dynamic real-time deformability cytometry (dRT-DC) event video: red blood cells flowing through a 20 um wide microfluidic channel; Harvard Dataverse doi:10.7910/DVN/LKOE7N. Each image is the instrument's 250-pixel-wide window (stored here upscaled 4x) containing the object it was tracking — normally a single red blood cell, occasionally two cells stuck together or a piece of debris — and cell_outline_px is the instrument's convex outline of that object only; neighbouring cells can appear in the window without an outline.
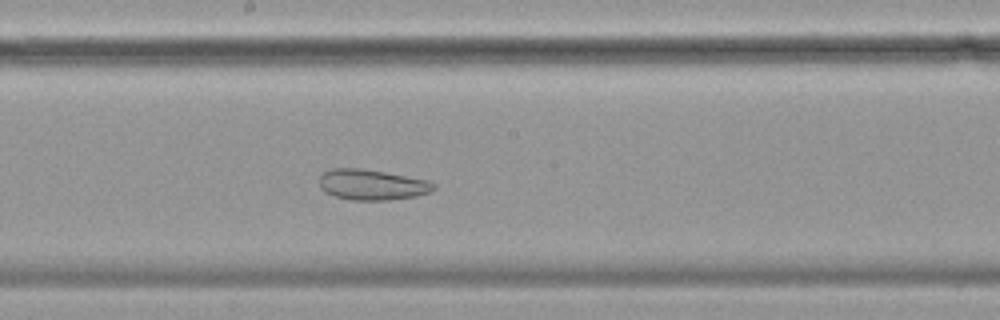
{"species": "common noctule bat (a hibernating species)", "species_latin": "Nyctalus noctula", "temperature_condition": "cold", "stored_images_in_passage": 57, "camera_frame_rate_fps": 3000, "um_per_image_px": 0.085, "animal": {"sex": "female", "body_mass_g": 19.9}, "frame": {"image": 1, "passage_image": 30, "time_ms": 9.667, "image_size_px": [1000, 320], "cell_outline_px": [[436, 188], [432, 192], [416, 196], [388, 200], [352, 200], [336, 196], [324, 192], [320, 188], [320, 176], [324, 172], [332, 168], [360, 168], [384, 172], [428, 180], [436, 184]], "centroid_in_image_um": [31.64, 15.7], "position_along_channel_um": 216.6, "area_um2": 20.4}}
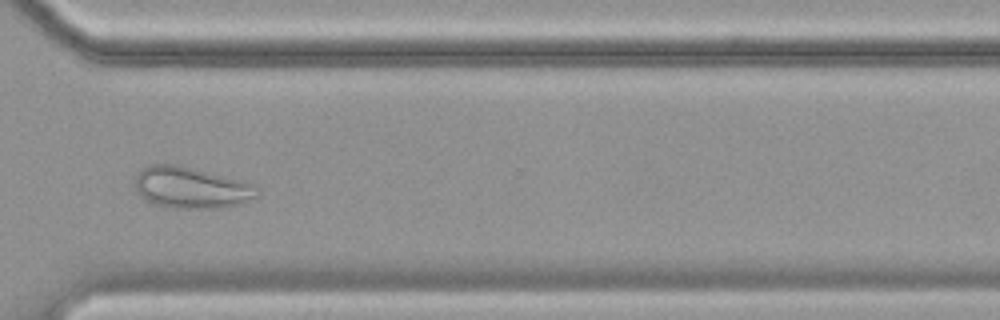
{"frame": {"image": 2, "passage_image": 42, "time_ms": 13.667, "image_size_px": [1000, 320], "cell_outline_px": [[260, 192], [256, 196], [240, 204], [224, 208], [172, 208], [152, 204], [144, 200], [136, 192], [136, 176], [148, 164], [176, 164], [244, 180], [256, 184], [260, 188]], "centroid_in_image_um": [16.28, 15.96], "position_along_channel_um": 354.3, "area_um2": 29.88}}
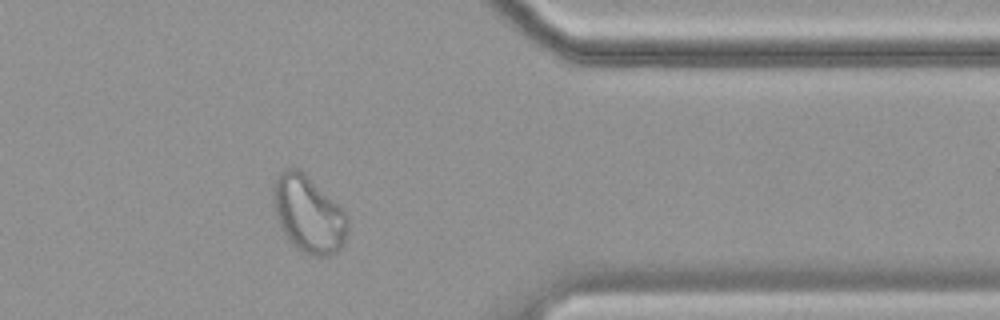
{"frame": {"image": 3, "passage_image": 46, "time_ms": 15.0, "image_size_px": [1000, 320], "cell_outline_px": [[348, 232], [340, 248], [336, 252], [328, 256], [308, 256], [296, 248], [288, 240], [280, 228], [272, 204], [272, 184], [280, 172], [288, 168], [300, 168], [348, 216]], "centroid_in_image_um": [26.17, 18.22], "position_along_channel_um": 385.2, "area_um2": 33.47}}